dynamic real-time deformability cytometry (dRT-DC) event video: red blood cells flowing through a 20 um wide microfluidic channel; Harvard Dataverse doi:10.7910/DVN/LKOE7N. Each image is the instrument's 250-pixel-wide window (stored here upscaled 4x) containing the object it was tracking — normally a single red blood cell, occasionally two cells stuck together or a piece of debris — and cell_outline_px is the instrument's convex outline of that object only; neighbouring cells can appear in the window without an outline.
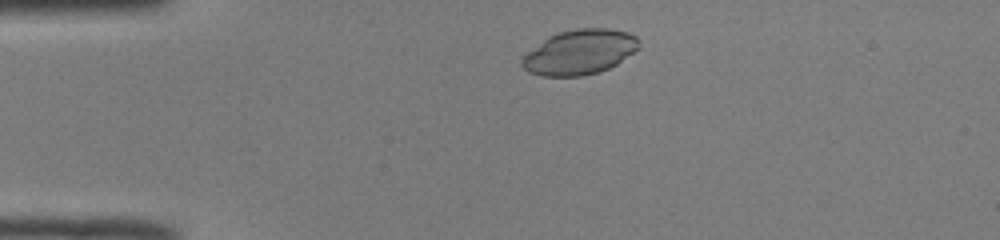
{"species": "common noctule bat (a hibernating species)", "species_latin": "Nyctalus noctula", "temperature_condition": "room temperature", "stored_images_in_passage": 20, "camera_frame_rate_fps": 3000, "um_per_image_px": 0.085, "animal": {"sex": "male", "body_mass_g": 19.0, "forearm_length_mm": 50.8}, "frame": {"image": 1, "passage_image": 1, "time_ms": 0.0, "image_size_px": [1000, 240], "cell_outline_px": [[640, 44], [632, 52], [616, 64], [608, 68], [596, 72], [580, 76], [540, 76], [528, 72], [520, 64], [520, 60], [528, 52], [548, 36], [560, 32], [576, 28], [608, 28], [628, 32], [636, 36]], "centroid_in_image_um": [49.23, 4.42], "position_along_channel_um": 35.8, "area_um2": 30.29}}